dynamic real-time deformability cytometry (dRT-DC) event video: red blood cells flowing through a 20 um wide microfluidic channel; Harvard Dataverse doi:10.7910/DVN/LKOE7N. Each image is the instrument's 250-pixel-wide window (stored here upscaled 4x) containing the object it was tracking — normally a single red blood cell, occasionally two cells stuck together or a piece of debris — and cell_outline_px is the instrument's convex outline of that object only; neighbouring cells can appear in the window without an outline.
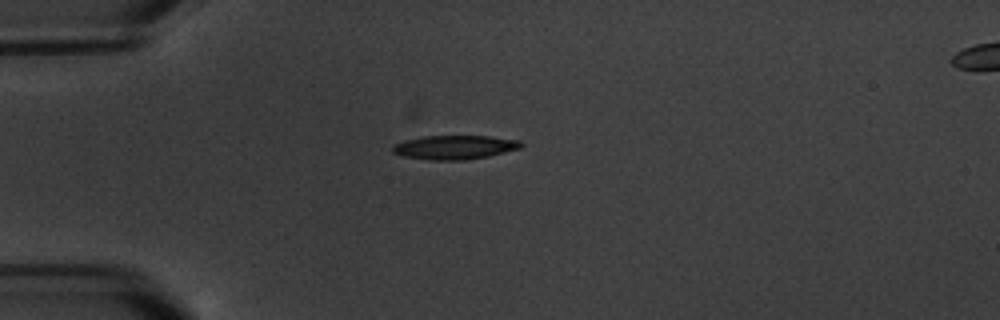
{"species": "common noctule bat (a hibernating species)", "species_latin": "Nyctalus noctula", "temperature_condition": "warm", "stored_images_in_passage": 6, "camera_frame_rate_fps": 3000, "um_per_image_px": 0.085, "animal": {"sex": "male", "body_mass_g": 20.1, "forearm_length_mm": 53.5}, "frame": {"image": 1, "passage_image": 1, "time_ms": 0.0, "image_size_px": [1000, 320], "cell_outline_px": [[524, 144], [520, 148], [488, 156], [464, 160], [428, 160], [404, 156], [392, 152], [392, 144], [404, 140], [424, 136], [488, 136], [520, 140]], "centroid_in_image_um": [38.62, 12.51], "position_along_channel_um": 46.4, "area_um2": 17.98}}
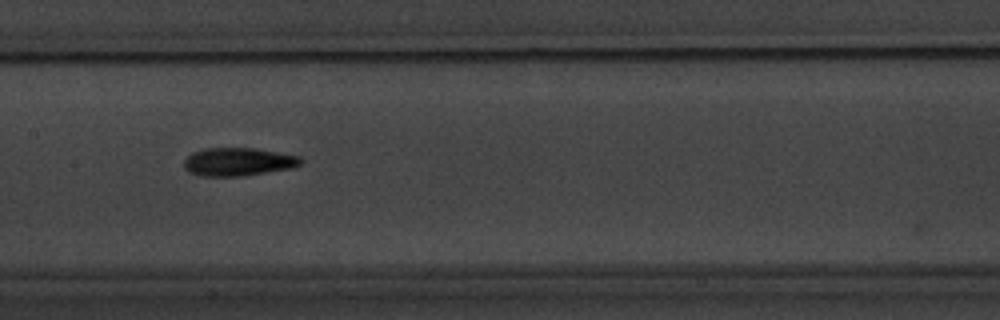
{"frame": {"image": 2, "passage_image": 5, "time_ms": 4.667, "image_size_px": [1000, 320], "cell_outline_px": [[304, 160], [300, 164], [292, 168], [244, 176], [200, 176], [188, 172], [184, 168], [184, 160], [192, 152], [204, 148], [252, 148], [300, 156]], "centroid_in_image_um": [20.22, 13.76], "position_along_channel_um": 187.2, "area_um2": 19.25}}
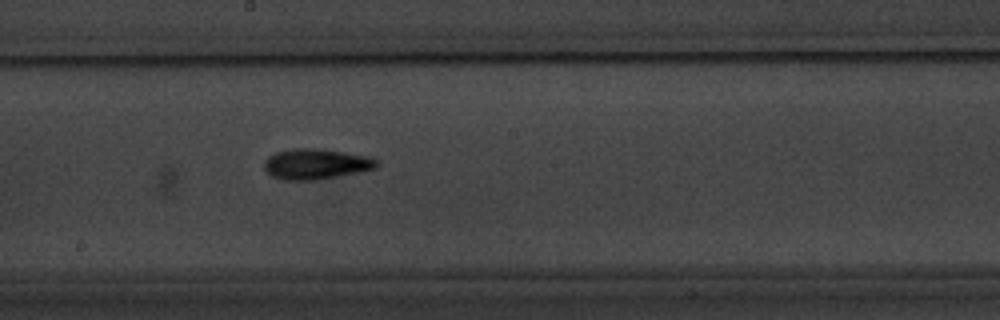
{"frame": {"image": 3, "passage_image": 6, "time_ms": 5.667, "image_size_px": [1000, 320], "cell_outline_px": [[380, 164], [376, 168], [360, 172], [316, 180], [284, 180], [272, 176], [264, 168], [264, 160], [268, 156], [276, 152], [292, 148], [316, 148], [344, 152], [368, 156], [380, 160]], "centroid_in_image_um": [26.88, 13.93], "position_along_channel_um": 221.3, "area_um2": 20.17}}